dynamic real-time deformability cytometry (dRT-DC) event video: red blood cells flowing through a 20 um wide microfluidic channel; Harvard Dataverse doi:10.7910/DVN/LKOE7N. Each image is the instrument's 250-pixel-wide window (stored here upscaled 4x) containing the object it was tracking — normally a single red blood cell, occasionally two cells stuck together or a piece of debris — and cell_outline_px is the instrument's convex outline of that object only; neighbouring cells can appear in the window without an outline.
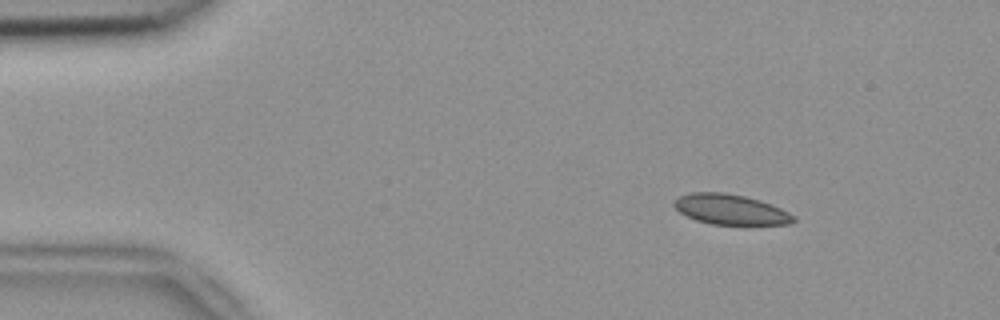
{"species": "common noctule bat (a hibernating species)", "species_latin": "Nyctalus noctula", "temperature_condition": "room temperature", "stored_images_in_passage": 50, "camera_frame_rate_fps": 3000, "um_per_image_px": 0.085, "animal": {"sex": "female", "body_mass_g": 18.4}, "frame": {"image": 1, "passage_image": 4, "time_ms": 1.0, "image_size_px": [1000, 320], "cell_outline_px": [[796, 220], [788, 224], [712, 224], [696, 220], [680, 212], [672, 204], [680, 196], [692, 192], [724, 192], [744, 196], [760, 200], [772, 204], [796, 216]], "centroid_in_image_um": [62.11, 17.8], "position_along_channel_um": 22.9, "area_um2": 20.87}}
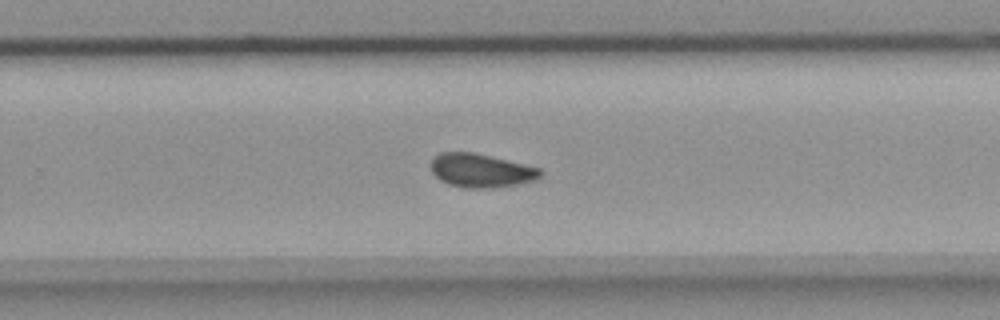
{"frame": {"image": 2, "passage_image": 31, "time_ms": 10.0, "image_size_px": [1000, 320], "cell_outline_px": [[540, 176], [536, 180], [516, 184], [488, 188], [464, 188], [448, 184], [440, 180], [432, 172], [432, 156], [440, 152], [472, 152], [540, 168]], "centroid_in_image_um": [40.83, 14.49], "position_along_channel_um": 289.0, "area_um2": 21.21}}
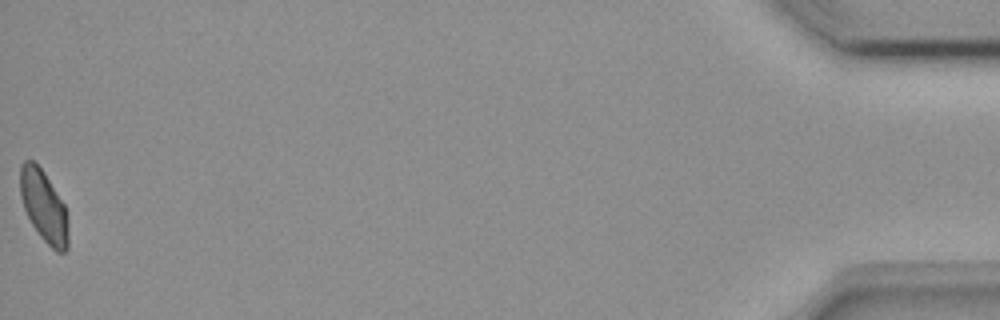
{"frame": {"image": 3, "passage_image": 50, "time_ms": 16.333, "image_size_px": [1000, 320], "cell_outline_px": [[68, 248], [64, 252], [56, 252], [40, 236], [32, 224], [24, 208], [20, 196], [20, 164], [24, 160], [32, 160], [44, 172], [64, 204], [68, 224]], "centroid_in_image_um": [3.72, 17.53], "position_along_channel_um": 431.5, "area_um2": 19.94}, "authors_computed_cell_mechanics": {"area_um2": 21.2415, "velocity_mm_per_s": 3.8098, "shape_relaxation_time_tau1_ms": 10.5362, "shape_relaxation_time_tau2_ms": 1.4243, "deformation_change_tau1": 0.1432, "deformation_change_tau2": 0.0637}}